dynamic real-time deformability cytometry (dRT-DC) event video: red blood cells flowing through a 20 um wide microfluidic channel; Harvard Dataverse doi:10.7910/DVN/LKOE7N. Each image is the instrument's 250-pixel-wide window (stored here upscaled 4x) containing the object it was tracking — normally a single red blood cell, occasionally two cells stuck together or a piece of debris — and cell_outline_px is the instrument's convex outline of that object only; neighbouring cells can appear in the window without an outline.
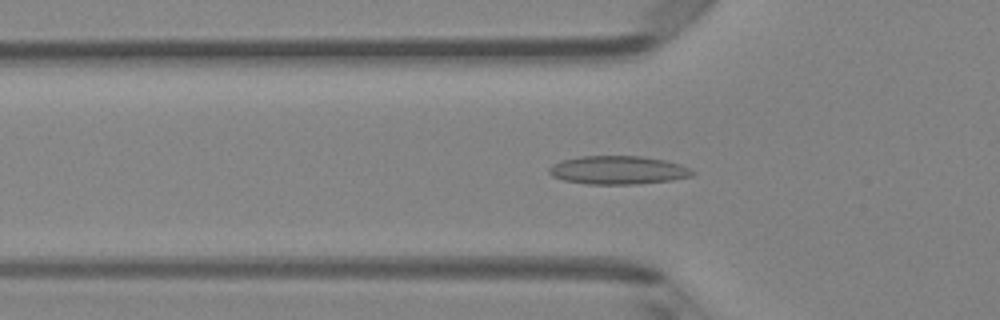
{"species": "Egyptian fruit bat (a non-hibernating species)", "species_latin": "Rousettus aegyptiacus", "temperature_condition": "room temperature", "stored_images_in_passage": 50, "camera_frame_rate_fps": 3000, "um_per_image_px": 0.085, "animal": {"sex": "female"}, "frame": {"image": 1, "passage_image": 17, "time_ms": 5.333, "image_size_px": [1000, 320], "cell_outline_px": [[696, 172], [692, 176], [672, 180], [636, 184], [588, 184], [564, 180], [552, 176], [548, 172], [548, 168], [552, 164], [560, 160], [580, 156], [640, 156], [664, 160], [680, 164]], "centroid_in_image_um": [52.51, 14.46], "position_along_channel_um": 73.3, "area_um2": 23.76}}
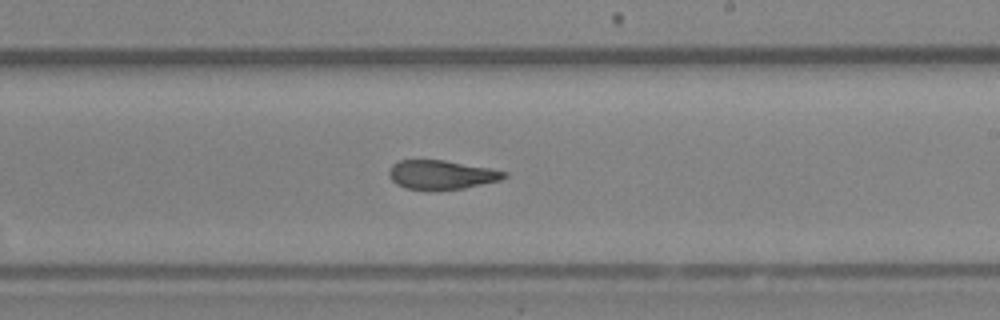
{"frame": {"image": 2, "passage_image": 30, "time_ms": 9.667, "image_size_px": [1000, 320], "cell_outline_px": [[508, 176], [500, 180], [464, 188], [404, 188], [396, 184], [388, 176], [388, 172], [392, 164], [400, 160], [444, 160], [492, 168], [508, 172]], "centroid_in_image_um": [37.54, 14.82], "position_along_channel_um": 251.5, "area_um2": 19.19}}
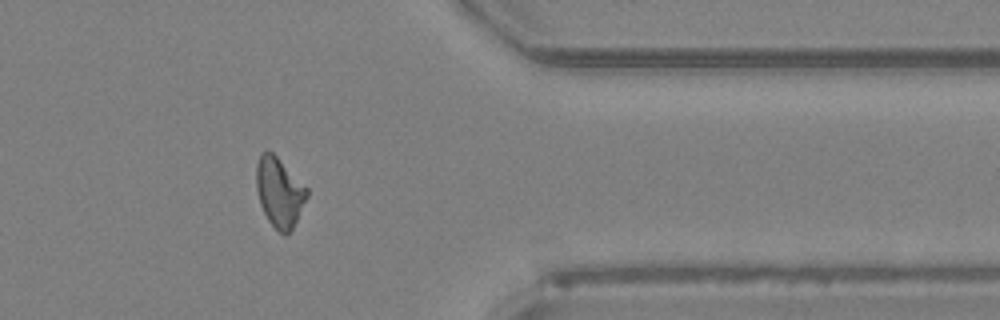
{"frame": {"image": 3, "passage_image": 41, "time_ms": 13.333, "image_size_px": [1000, 320], "cell_outline_px": [[308, 196], [292, 228], [284, 236], [268, 220], [260, 204], [256, 188], [256, 164], [260, 156], [264, 152], [272, 152], [308, 188]], "centroid_in_image_um": [23.74, 16.34], "position_along_channel_um": 387.7, "area_um2": 20.11}, "authors_computed_cell_mechanics": {"area_um2": 20.8947, "velocity_mm_per_s": 4.1176, "shape_relaxation_time_tau1_ms": null, "shape_relaxation_time_tau2_ms": 2.4834, "deformation_change_tau1": null, "deformation_change_tau2": 0.0967}}